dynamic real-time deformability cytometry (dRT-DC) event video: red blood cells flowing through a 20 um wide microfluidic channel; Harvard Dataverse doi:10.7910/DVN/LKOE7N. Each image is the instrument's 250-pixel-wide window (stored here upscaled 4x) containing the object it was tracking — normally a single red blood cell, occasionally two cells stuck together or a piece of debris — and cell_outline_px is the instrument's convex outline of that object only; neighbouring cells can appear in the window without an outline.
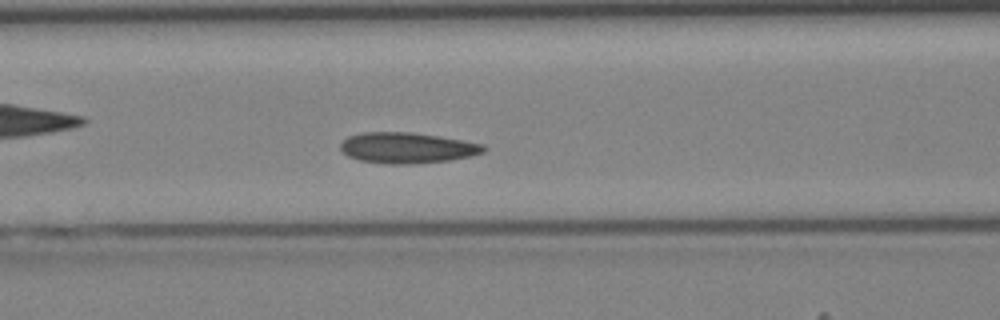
{"species": "Egyptian fruit bat (a non-hibernating species)", "species_latin": "Rousettus aegyptiacus", "temperature_condition": "cold", "stored_images_in_passage": 33, "camera_frame_rate_fps": 3000, "um_per_image_px": 0.085, "animal": {"sex": "female"}, "frame": {"image": 1, "passage_image": 8, "time_ms": 2.333, "image_size_px": [1000, 320], "cell_outline_px": [[488, 148], [484, 152], [472, 156], [452, 160], [412, 164], [384, 164], [360, 160], [348, 156], [340, 148], [340, 144], [348, 136], [360, 132], [412, 132], [440, 136], [484, 144]], "centroid_in_image_um": [34.64, 12.57], "position_along_channel_um": 132.0, "area_um2": 25.95}}
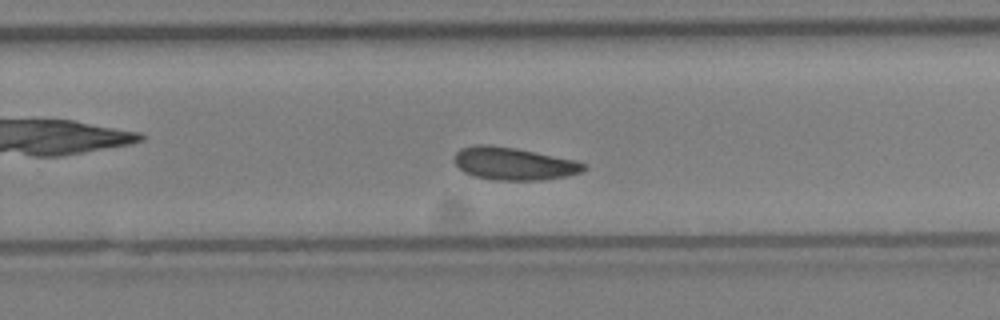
{"frame": {"image": 2, "passage_image": 18, "time_ms": 5.667, "image_size_px": [1000, 320], "cell_outline_px": [[588, 168], [580, 172], [568, 176], [540, 180], [496, 180], [476, 176], [464, 172], [456, 164], [456, 152], [460, 148], [476, 144], [488, 144], [516, 148], [576, 160], [588, 164]], "centroid_in_image_um": [43.72, 13.9], "position_along_channel_um": 286.1, "area_um2": 24.62}}
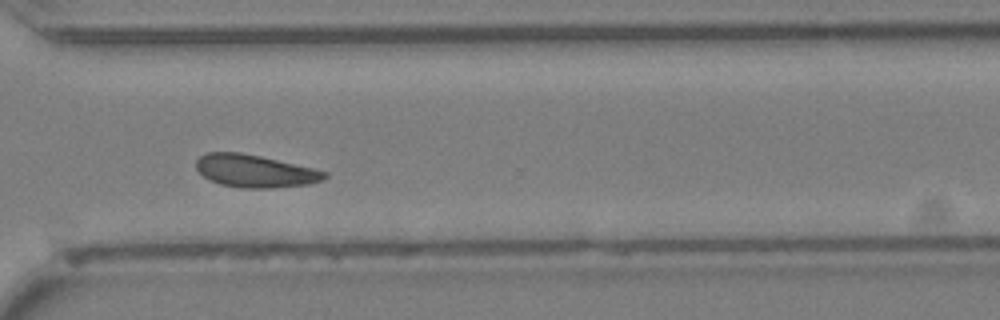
{"frame": {"image": 3, "passage_image": 22, "time_ms": 7.0, "image_size_px": [1000, 320], "cell_outline_px": [[328, 176], [324, 180], [312, 184], [272, 188], [240, 188], [220, 184], [204, 176], [196, 168], [196, 160], [200, 156], [208, 152], [240, 152], [260, 156], [312, 168], [328, 172]], "centroid_in_image_um": [21.7, 14.54], "position_along_channel_um": 348.9, "area_um2": 24.39}}